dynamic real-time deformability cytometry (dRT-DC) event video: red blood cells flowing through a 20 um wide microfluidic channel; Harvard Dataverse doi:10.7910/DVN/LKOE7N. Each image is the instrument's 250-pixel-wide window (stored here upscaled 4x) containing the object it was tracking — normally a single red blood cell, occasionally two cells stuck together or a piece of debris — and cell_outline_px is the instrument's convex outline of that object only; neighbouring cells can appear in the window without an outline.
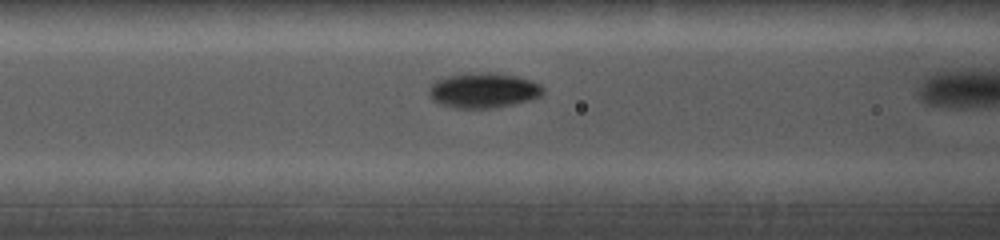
{"species": "common noctule bat (a hibernating species)", "species_latin": "Nyctalus noctula", "temperature_condition": "cold", "stored_images_in_passage": 17, "camera_frame_rate_fps": 5000, "um_per_image_px": 0.085, "animal": {"sex": "female", "body_mass_g": 19.0, "forearm_length_mm": 56.7}, "frame": {"image": 1, "passage_image": 8, "time_ms": 2.6, "image_size_px": [1000, 240], "cell_outline_px": [[544, 92], [540, 96], [528, 100], [496, 108], [452, 108], [440, 104], [432, 100], [428, 96], [428, 88], [436, 80], [448, 76], [468, 72], [492, 72], [516, 76], [540, 84], [544, 88]], "centroid_in_image_um": [41.04, 7.68], "position_along_channel_um": 125.6, "area_um2": 23.52}}
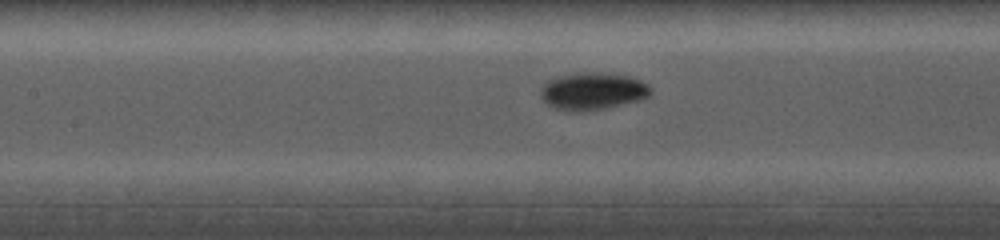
{"frame": {"image": 2, "passage_image": 10, "time_ms": 3.4, "image_size_px": [1000, 240], "cell_outline_px": [[652, 92], [648, 96], [640, 100], [604, 108], [580, 112], [568, 112], [556, 108], [548, 104], [540, 96], [540, 88], [548, 80], [556, 76], [580, 72], [596, 72], [628, 76], [640, 80], [648, 84], [652, 88]], "centroid_in_image_um": [50.35, 7.75], "position_along_channel_um": 157.0, "area_um2": 24.04}}